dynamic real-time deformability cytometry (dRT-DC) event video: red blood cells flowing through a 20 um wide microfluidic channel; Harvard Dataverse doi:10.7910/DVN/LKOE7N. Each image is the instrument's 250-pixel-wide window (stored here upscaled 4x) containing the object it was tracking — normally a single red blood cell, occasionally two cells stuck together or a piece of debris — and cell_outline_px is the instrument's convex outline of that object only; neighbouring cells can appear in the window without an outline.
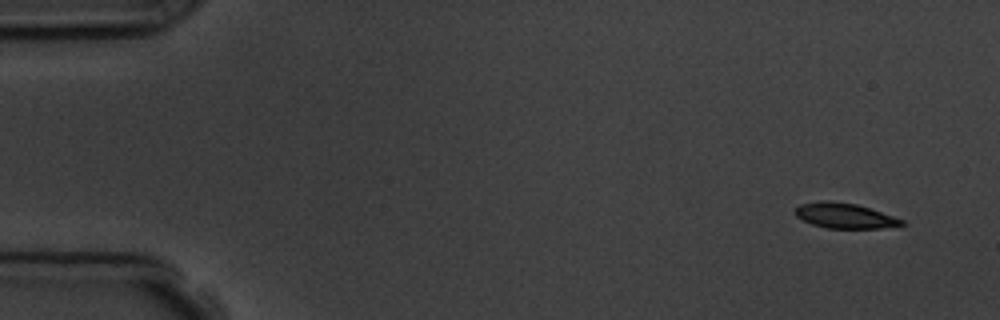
{"species": "common noctule bat (a hibernating species)", "species_latin": "Nyctalus noctula", "temperature_condition": "room temperature", "stored_images_in_passage": 5, "camera_frame_rate_fps": 3000, "um_per_image_px": 0.085, "animal": {"sex": "male", "body_mass_g": 19.5, "forearm_length_mm": 54.6}, "frame": {"image": 1, "passage_image": 1, "time_ms": 0.0, "image_size_px": [1000, 320], "cell_outline_px": [[908, 224], [880, 228], [828, 228], [812, 224], [796, 216], [792, 212], [800, 204], [828, 200], [856, 204], [904, 220]], "centroid_in_image_um": [71.78, 18.34], "position_along_channel_um": 13.2, "area_um2": 15.43}}
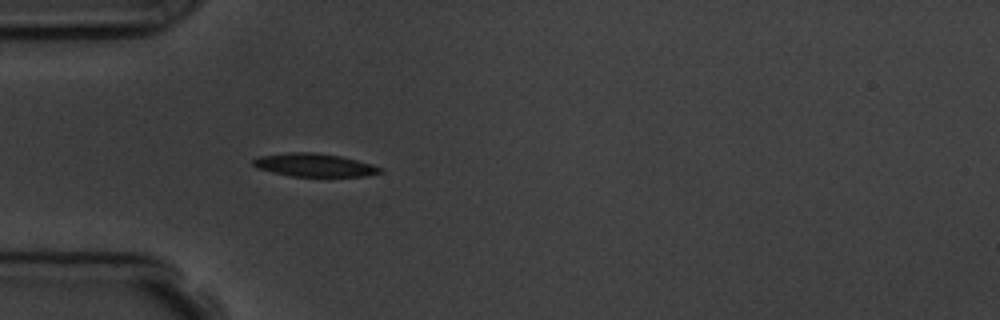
{"frame": {"image": 2, "passage_image": 5, "time_ms": 4.333, "image_size_px": [1000, 320], "cell_outline_px": [[384, 172], [364, 176], [288, 176], [256, 168], [252, 164], [252, 160], [260, 156], [288, 152], [316, 152], [340, 156], [372, 164], [384, 168]], "centroid_in_image_um": [26.72, 14.03], "position_along_channel_um": 58.3, "area_um2": 17.22}}